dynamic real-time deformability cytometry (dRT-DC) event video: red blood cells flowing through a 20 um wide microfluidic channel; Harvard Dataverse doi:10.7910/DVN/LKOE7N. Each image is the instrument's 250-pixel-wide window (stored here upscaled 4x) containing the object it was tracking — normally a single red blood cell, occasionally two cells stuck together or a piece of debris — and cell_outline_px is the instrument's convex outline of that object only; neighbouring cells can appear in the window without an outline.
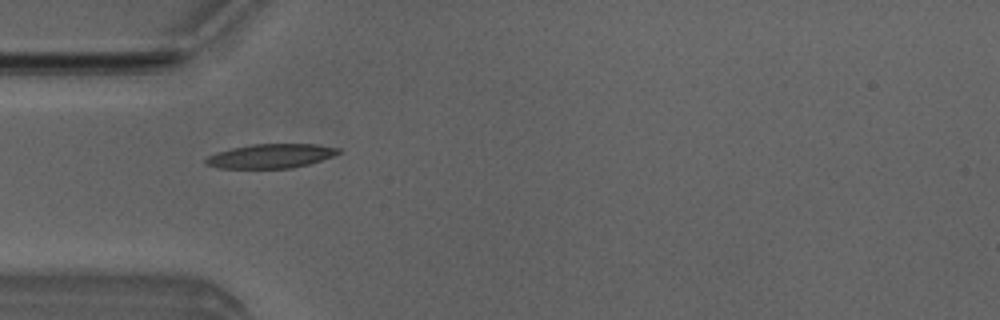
{"species": "Egyptian fruit bat (a non-hibernating species)", "species_latin": "Rousettus aegyptiacus", "temperature_condition": "room temperature", "stored_images_in_passage": 48, "camera_frame_rate_fps": 3000, "um_per_image_px": 0.085, "animal": {"sex": "male"}, "frame": {"image": 1, "passage_image": 13, "time_ms": 4.0, "image_size_px": [1000, 320], "cell_outline_px": [[340, 152], [332, 156], [308, 164], [288, 168], [224, 168], [208, 164], [204, 160], [208, 156], [220, 152], [236, 148], [256, 144], [312, 144], [340, 148]], "centroid_in_image_um": [23.07, 13.26], "position_along_channel_um": 61.9, "area_um2": 18.03}}
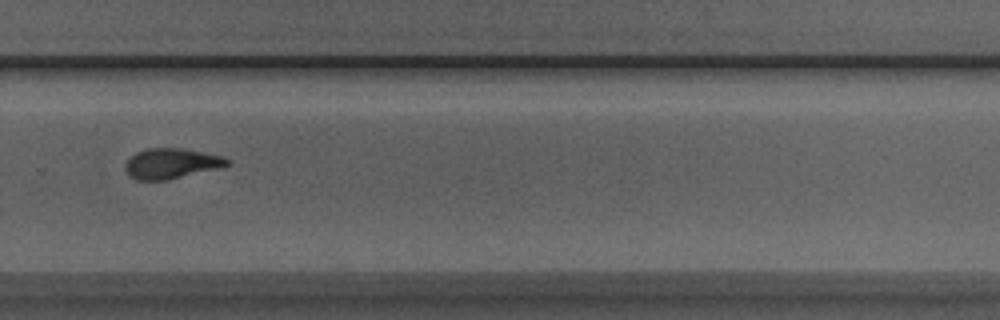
{"frame": {"image": 2, "passage_image": 32, "time_ms": 10.333, "image_size_px": [1000, 320], "cell_outline_px": [[228, 164], [164, 180], [136, 180], [124, 168], [124, 164], [136, 152], [148, 148], [180, 148], [220, 156], [228, 160]], "centroid_in_image_um": [14.44, 13.88], "position_along_channel_um": 315.4, "area_um2": 17.05}}
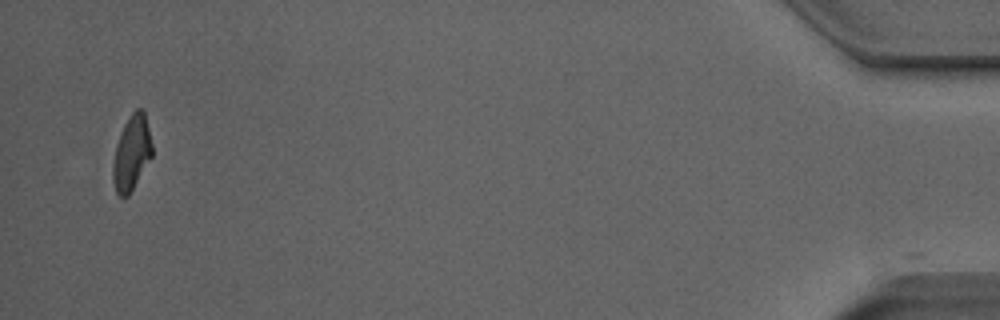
{"frame": {"image": 3, "passage_image": 47, "time_ms": 15.333, "image_size_px": [1000, 320], "cell_outline_px": [[152, 156], [128, 196], [120, 196], [116, 192], [112, 180], [112, 168], [116, 144], [124, 124], [132, 112], [136, 108], [140, 108], [144, 112], [152, 144]], "centroid_in_image_um": [11.17, 13.0], "position_along_channel_um": 424.0, "area_um2": 16.88}, "authors_computed_cell_mechanics": {"area_um2": 17.1666, "velocity_mm_per_s": 4.0149, "shape_relaxation_time_tau1_ms": 7.5519, "shape_relaxation_time_tau2_ms": 2.5347, "deformation_change_tau1": 0.2207, "deformation_change_tau2": 0.1002}}